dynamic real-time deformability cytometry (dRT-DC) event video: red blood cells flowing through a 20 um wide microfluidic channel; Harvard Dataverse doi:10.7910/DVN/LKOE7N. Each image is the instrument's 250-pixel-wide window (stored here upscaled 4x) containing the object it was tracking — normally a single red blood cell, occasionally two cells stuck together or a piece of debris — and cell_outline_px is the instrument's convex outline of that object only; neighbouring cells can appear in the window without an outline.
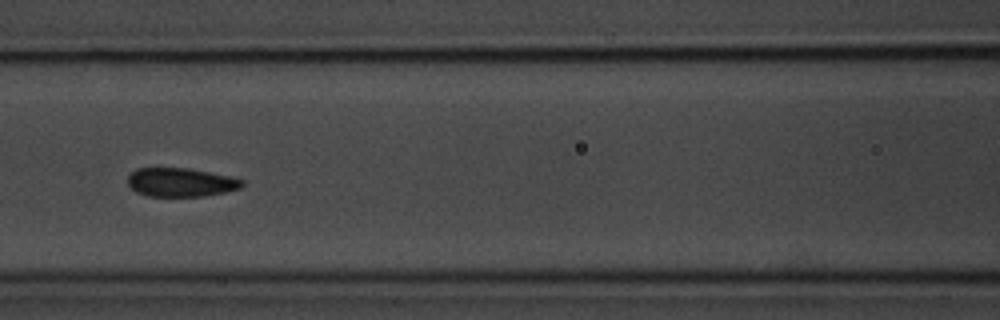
{"species": "common noctule bat (a hibernating species)", "species_latin": "Nyctalus noctula", "temperature_condition": "room temperature", "stored_images_in_passage": 31, "camera_frame_rate_fps": 3000, "um_per_image_px": 0.085, "animal": {"sex": "male", "body_mass_g": 20.1, "forearm_length_mm": 53.5}, "frame": {"image": 1, "passage_image": 10, "time_ms": 3.0, "image_size_px": [1000, 320], "cell_outline_px": [[244, 184], [240, 188], [224, 192], [204, 196], [148, 196], [136, 192], [128, 184], [128, 176], [136, 168], [188, 168], [228, 176], [244, 180]], "centroid_in_image_um": [15.35, 15.49], "position_along_channel_um": 151.3, "area_um2": 19.02}}